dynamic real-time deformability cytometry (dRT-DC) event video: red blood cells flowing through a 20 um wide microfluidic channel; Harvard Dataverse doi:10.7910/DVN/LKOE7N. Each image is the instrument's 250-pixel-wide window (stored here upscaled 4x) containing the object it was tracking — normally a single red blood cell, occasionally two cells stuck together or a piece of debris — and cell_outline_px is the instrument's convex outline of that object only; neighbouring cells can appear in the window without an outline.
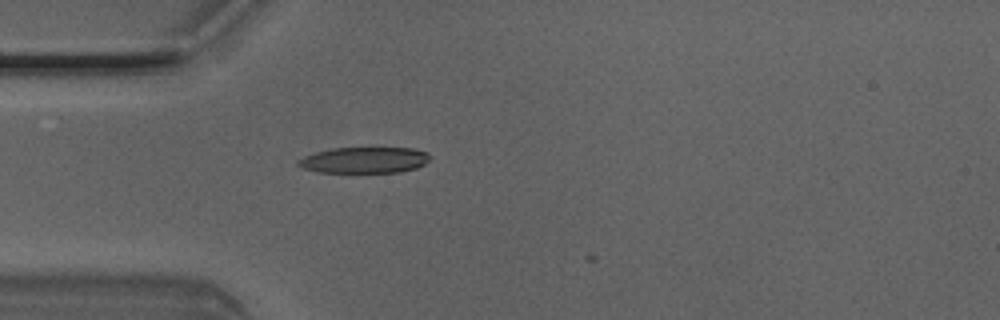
{"species": "Egyptian fruit bat (a non-hibernating species)", "species_latin": "Rousettus aegyptiacus", "temperature_condition": "room temperature", "stored_images_in_passage": 1, "camera_frame_rate_fps": 3000, "um_per_image_px": 0.085, "animal": {"sex": "male"}, "frame": {"image": 1, "passage_image": 1, "time_ms": 0.0, "image_size_px": [1000, 320], "cell_outline_px": [[432, 156], [424, 164], [416, 168], [400, 172], [320, 172], [304, 168], [296, 164], [296, 160], [304, 156], [316, 152], [332, 148], [412, 148], [428, 152]], "centroid_in_image_um": [30.98, 13.6], "position_along_channel_um": 54.0, "area_um2": 20.0}}